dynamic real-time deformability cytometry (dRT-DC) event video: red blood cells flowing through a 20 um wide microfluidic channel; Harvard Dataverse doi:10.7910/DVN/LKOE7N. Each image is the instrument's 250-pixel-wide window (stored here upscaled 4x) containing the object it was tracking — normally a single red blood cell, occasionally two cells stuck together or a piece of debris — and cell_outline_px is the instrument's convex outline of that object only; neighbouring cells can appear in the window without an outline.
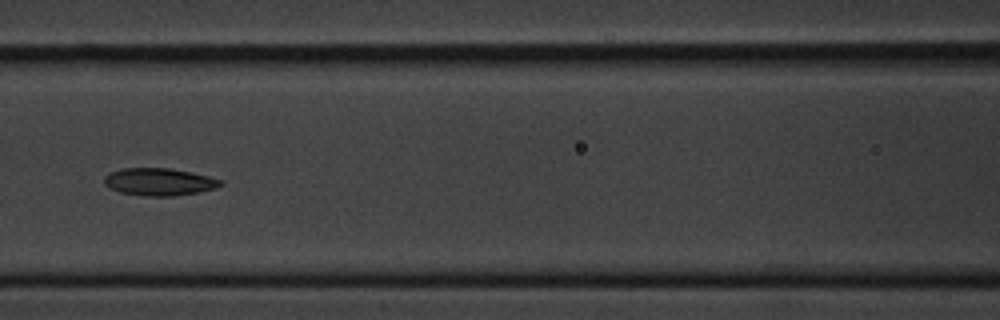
{"species": "common noctule bat (a hibernating species)", "species_latin": "Nyctalus noctula", "temperature_condition": "cold", "stored_images_in_passage": 10, "camera_frame_rate_fps": 3000, "um_per_image_px": 0.085, "animal": {"sex": "male", "body_mass_g": 20.1, "forearm_length_mm": 53.5}, "frame": {"image": 1, "passage_image": 6, "time_ms": 6.0, "image_size_px": [1000, 320], "cell_outline_px": [[224, 184], [216, 188], [200, 192], [172, 196], [144, 196], [120, 192], [108, 188], [104, 184], [104, 176], [108, 172], [124, 168], [168, 168], [208, 176], [224, 180]], "centroid_in_image_um": [13.52, 15.46], "position_along_channel_um": 153.1, "area_um2": 18.73}}
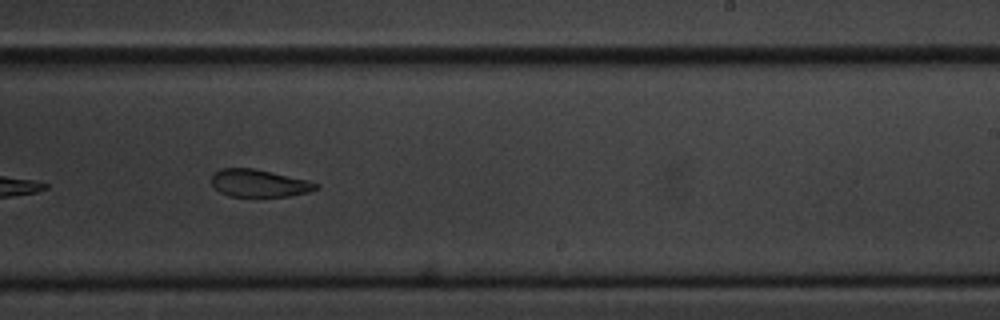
{"frame": {"image": 2, "passage_image": 9, "time_ms": 9.333, "image_size_px": [1000, 320], "cell_outline_px": [[320, 188], [308, 192], [288, 196], [228, 196], [220, 192], [212, 184], [212, 172], [220, 168], [252, 168], [308, 180], [320, 184]], "centroid_in_image_um": [22.02, 15.57], "position_along_channel_um": 267.0, "area_um2": 16.7}}
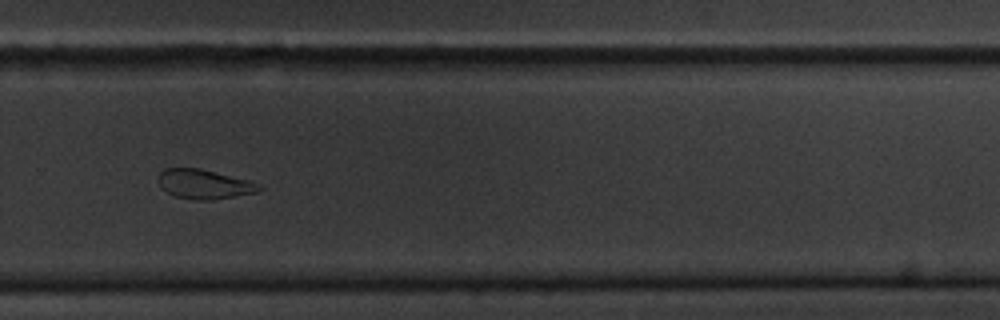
{"frame": {"image": 3, "passage_image": 10, "time_ms": 10.667, "image_size_px": [1000, 320], "cell_outline_px": [[264, 188], [256, 192], [236, 196], [208, 200], [192, 200], [176, 196], [160, 188], [160, 172], [168, 168], [200, 168], [248, 180], [260, 184]], "centroid_in_image_um": [17.38, 15.66], "position_along_channel_um": 312.4, "area_um2": 17.11}}